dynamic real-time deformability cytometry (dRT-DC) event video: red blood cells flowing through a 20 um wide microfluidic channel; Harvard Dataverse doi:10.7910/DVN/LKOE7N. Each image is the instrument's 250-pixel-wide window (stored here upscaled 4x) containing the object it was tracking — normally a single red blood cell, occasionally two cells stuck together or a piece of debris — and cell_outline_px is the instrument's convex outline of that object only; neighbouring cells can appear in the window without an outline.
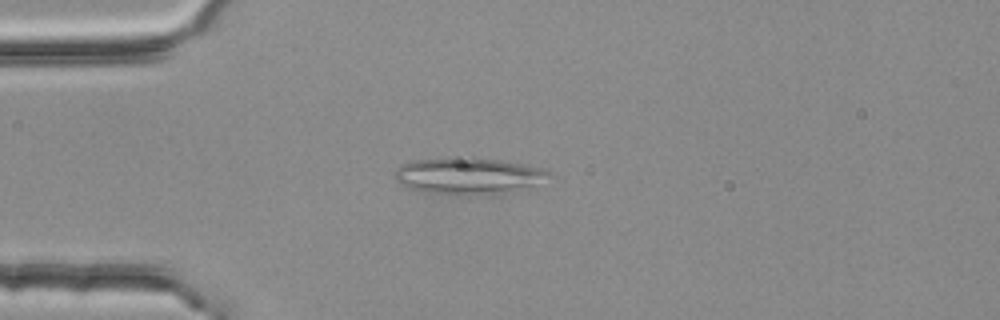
{"species": "common noctule bat (a hibernating species)", "species_latin": "Nyctalus noctula", "temperature_condition": "room temperature", "stored_images_in_passage": 53, "segment_of_instrument_passage": [1, 2], "camera_frame_rate_fps": 3000, "um_per_image_px": 0.085, "animal": {"sex": "female", "body_mass_g": 25.1}, "frame": {"image": 1, "passage_image": 13, "time_ms": 4.0, "image_size_px": [1000, 320], "cell_outline_px": [[552, 176], [528, 188], [480, 196], [424, 192], [408, 188], [400, 184], [396, 180], [396, 168], [400, 164], [416, 160], [448, 156], [472, 156], [500, 160], [540, 168], [548, 172]], "centroid_in_image_um": [39.76, 14.93], "position_along_channel_um": 45.2, "area_um2": 33.29}}